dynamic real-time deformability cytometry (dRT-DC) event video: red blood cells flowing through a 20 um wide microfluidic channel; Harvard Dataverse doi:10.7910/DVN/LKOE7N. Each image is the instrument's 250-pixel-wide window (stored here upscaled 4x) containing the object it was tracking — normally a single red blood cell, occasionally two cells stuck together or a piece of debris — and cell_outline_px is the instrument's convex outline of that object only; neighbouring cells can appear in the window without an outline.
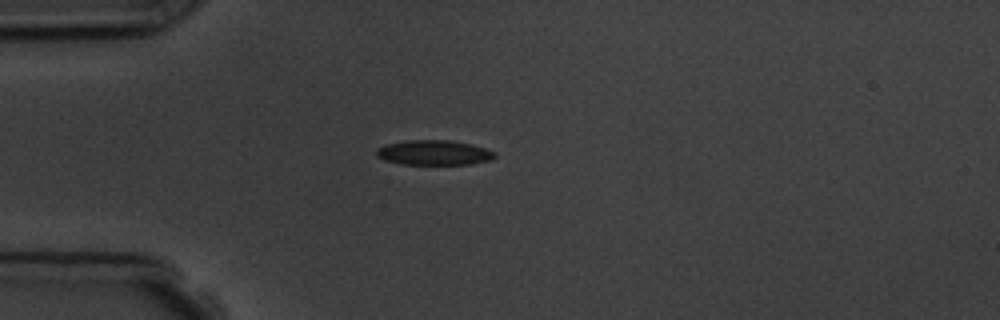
{"species": "common noctule bat (a hibernating species)", "species_latin": "Nyctalus noctula", "temperature_condition": "room temperature", "stored_images_in_passage": 3, "camera_frame_rate_fps": 3000, "um_per_image_px": 0.085, "animal": {"sex": "male", "body_mass_g": 19.5, "forearm_length_mm": 54.6}, "frame": {"image": 1, "passage_image": 1, "time_ms": 0.0, "image_size_px": [1000, 320], "cell_outline_px": [[496, 156], [492, 160], [472, 164], [400, 164], [384, 160], [376, 156], [376, 148], [384, 144], [404, 140], [448, 140], [472, 144], [496, 152]], "centroid_in_image_um": [36.86, 12.97], "position_along_channel_um": 48.1, "area_um2": 17.4}}